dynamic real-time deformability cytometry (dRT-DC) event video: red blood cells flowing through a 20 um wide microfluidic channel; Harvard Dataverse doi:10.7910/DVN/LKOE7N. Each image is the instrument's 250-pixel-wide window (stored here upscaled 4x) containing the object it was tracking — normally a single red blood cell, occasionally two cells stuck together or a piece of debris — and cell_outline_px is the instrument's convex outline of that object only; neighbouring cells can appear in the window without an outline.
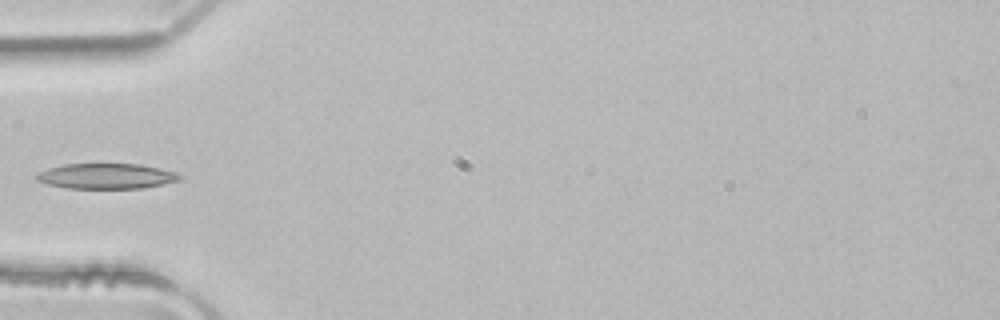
{"species": "common noctule bat (a hibernating species)", "species_latin": "Nyctalus noctula", "temperature_condition": "room temperature", "stored_images_in_passage": 3, "camera_frame_rate_fps": 3000, "um_per_image_px": 0.085, "animal": {"sex": "male", "body_mass_g": 21.5, "forearm_length_mm": 52.0}, "frame": {"image": 1, "passage_image": 3, "time_ms": 0.667, "image_size_px": [1000, 320], "cell_outline_px": [[184, 176], [180, 180], [164, 184], [140, 188], [68, 188], [48, 184], [36, 180], [36, 176], [40, 172], [48, 168], [64, 164], [140, 164], [160, 168], [176, 172]], "centroid_in_image_um": [9.09, 14.96], "position_along_channel_um": 75.9, "area_um2": 21.1}}